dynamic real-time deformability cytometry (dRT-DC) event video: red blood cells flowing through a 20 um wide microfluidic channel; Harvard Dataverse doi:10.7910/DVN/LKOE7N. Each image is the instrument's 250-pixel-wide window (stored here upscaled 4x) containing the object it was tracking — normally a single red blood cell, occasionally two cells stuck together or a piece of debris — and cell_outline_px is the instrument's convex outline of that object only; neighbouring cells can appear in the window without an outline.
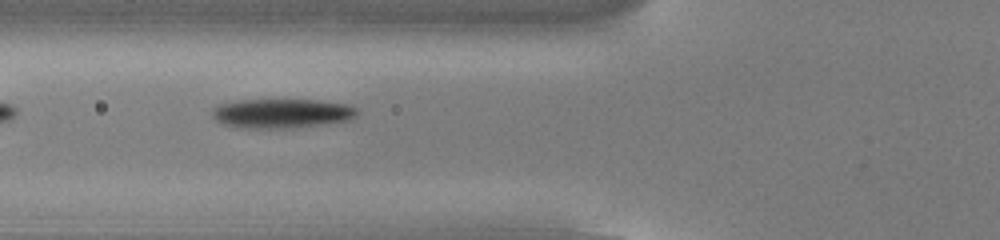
{"species": "common noctule bat (a hibernating species)", "species_latin": "Nyctalus noctula", "temperature_condition": "cold", "stored_images_in_passage": 35, "camera_frame_rate_fps": 3000, "um_per_image_px": 0.085, "animal": {"sex": "male", "body_mass_g": 13.0, "forearm_length_mm": 53.1}, "frame": {"image": 1, "passage_image": 3, "time_ms": 0.667, "image_size_px": [1000, 240], "cell_outline_px": [[360, 112], [356, 116], [348, 120], [292, 128], [240, 128], [224, 124], [216, 120], [212, 116], [212, 108], [220, 104], [236, 100], [316, 100], [348, 104], [356, 108]], "centroid_in_image_um": [23.93, 9.63], "position_along_channel_um": 101.9, "area_um2": 24.8}}
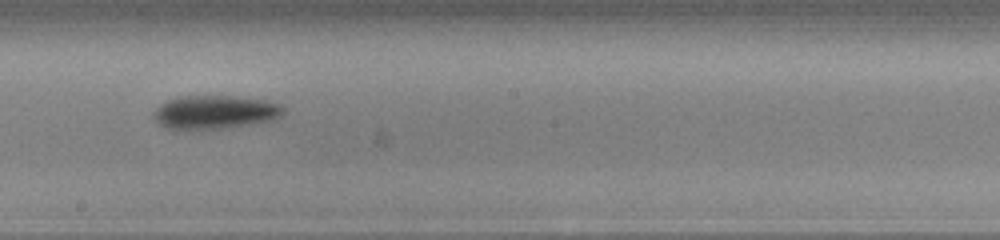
{"frame": {"image": 2, "passage_image": 13, "time_ms": 4.0, "image_size_px": [1000, 240], "cell_outline_px": [[284, 112], [280, 116], [272, 120], [228, 128], [188, 132], [168, 128], [160, 124], [152, 116], [152, 112], [160, 104], [168, 100], [180, 96], [236, 96], [268, 100], [280, 104], [284, 108]], "centroid_in_image_um": [18.23, 9.56], "position_along_channel_um": 230.0, "area_um2": 26.07}}
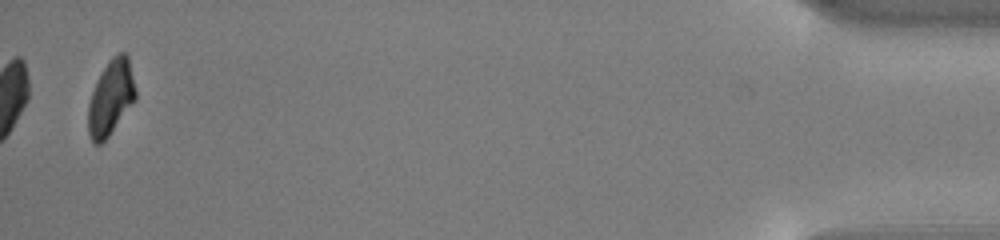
{"frame": {"image": 3, "passage_image": 35, "time_ms": 11.333, "image_size_px": [1000, 240], "cell_outline_px": [[136, 100], [108, 136], [100, 144], [96, 144], [92, 140], [88, 132], [88, 104], [96, 80], [108, 60], [112, 56], [120, 52], [128, 52], [136, 92]], "centroid_in_image_um": [9.43, 8.25], "position_along_channel_um": 425.8, "area_um2": 20.81}}